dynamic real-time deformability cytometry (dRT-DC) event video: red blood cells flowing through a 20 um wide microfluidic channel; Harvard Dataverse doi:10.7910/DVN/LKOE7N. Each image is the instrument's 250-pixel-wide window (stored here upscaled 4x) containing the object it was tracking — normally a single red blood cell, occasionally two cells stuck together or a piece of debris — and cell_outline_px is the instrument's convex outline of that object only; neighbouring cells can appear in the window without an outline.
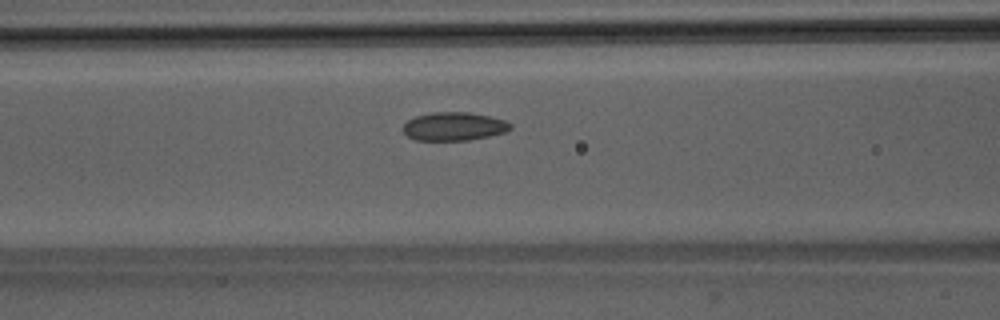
{"species": "Egyptian fruit bat (a non-hibernating species)", "species_latin": "Rousettus aegyptiacus", "temperature_condition": "room temperature", "stored_images_in_passage": 38, "camera_frame_rate_fps": 3000, "um_per_image_px": 0.085, "animal": {"sex": "male"}, "frame": {"image": 1, "passage_image": 8, "time_ms": 2.333, "image_size_px": [1000, 320], "cell_outline_px": [[512, 128], [508, 132], [468, 140], [416, 140], [408, 136], [404, 132], [404, 124], [408, 120], [416, 116], [432, 112], [468, 112], [488, 116], [504, 120], [512, 124]], "centroid_in_image_um": [38.61, 10.74], "position_along_channel_um": 128.0, "area_um2": 17.69}}
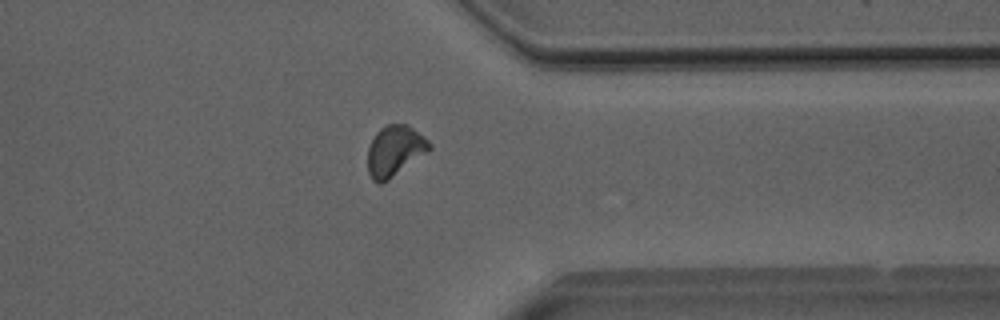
{"frame": {"image": 2, "passage_image": 27, "time_ms": 8.667, "image_size_px": [1000, 320], "cell_outline_px": [[432, 148], [428, 152], [388, 180], [380, 184], [372, 180], [368, 172], [368, 148], [376, 132], [380, 128], [388, 124], [408, 124], [424, 136], [432, 144]], "centroid_in_image_um": [33.57, 12.81], "position_along_channel_um": 377.8, "area_um2": 18.26}}
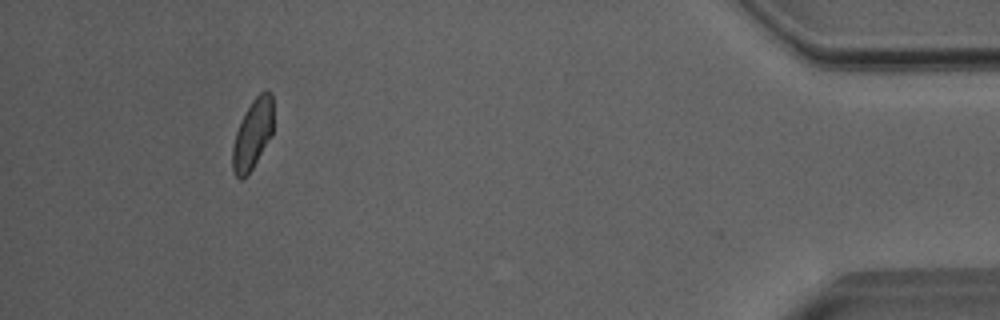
{"frame": {"image": 3, "passage_image": 34, "time_ms": 11.0, "image_size_px": [1000, 320], "cell_outline_px": [[272, 136], [252, 168], [240, 180], [232, 172], [232, 144], [236, 132], [252, 100], [260, 92], [272, 92]], "centroid_in_image_um": [21.46, 11.43], "position_along_channel_um": 413.7, "area_um2": 16.3}, "authors_computed_cell_mechanics": {"area_um2": 17.5134, "velocity_mm_per_s": 4.0203, "shape_relaxation_time_tau1_ms": 8.3111, "shape_relaxation_time_tau2_ms": 1.5073, "deformation_change_tau1": 0.1226, "deformation_change_tau2": 0.0475}}